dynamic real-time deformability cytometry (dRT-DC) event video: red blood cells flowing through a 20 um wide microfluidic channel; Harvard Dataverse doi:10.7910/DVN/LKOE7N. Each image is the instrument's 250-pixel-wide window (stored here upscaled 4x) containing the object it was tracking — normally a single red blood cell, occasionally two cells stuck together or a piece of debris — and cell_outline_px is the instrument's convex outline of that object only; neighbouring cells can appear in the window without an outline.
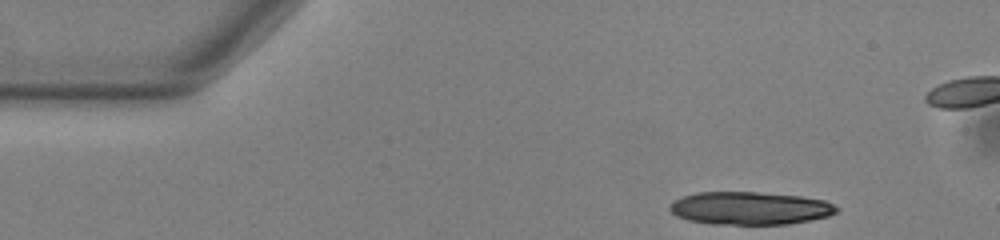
{"species": "common noctule bat (a hibernating species)", "species_latin": "Nyctalus noctula", "temperature_condition": "warm", "stored_images_in_passage": 43, "camera_frame_rate_fps": 3000, "um_per_image_px": 0.085, "animal": {"sex": "male", "body_mass_g": 13.0, "forearm_length_mm": 53.1}, "frame": {"image": 1, "passage_image": 1, "time_ms": 0.0, "image_size_px": [1000, 240], "cell_outline_px": [[840, 208], [836, 212], [828, 216], [788, 224], [712, 224], [688, 220], [676, 216], [668, 208], [668, 204], [672, 200], [696, 192], [756, 192], [800, 196], [824, 200]], "centroid_in_image_um": [63.69, 17.69], "position_along_channel_um": 21.3, "area_um2": 32.02}}
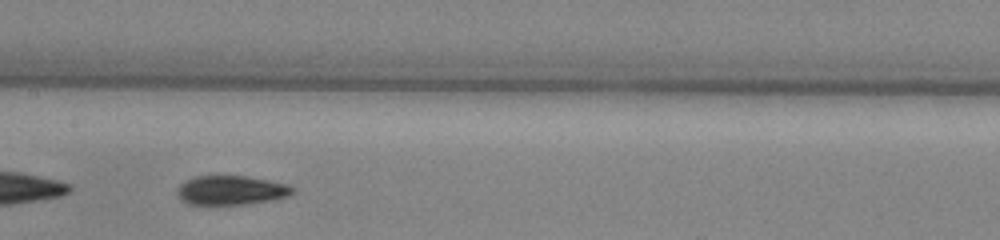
{"frame": {"image": 2, "passage_image": 21, "time_ms": 6.667, "image_size_px": [1000, 240], "cell_outline_px": [[296, 192], [288, 196], [272, 200], [244, 204], [188, 204], [180, 200], [176, 196], [176, 188], [180, 184], [196, 176], [248, 176], [288, 184], [296, 188]], "centroid_in_image_um": [19.65, 16.17], "position_along_channel_um": 187.7, "area_um2": 19.83}}
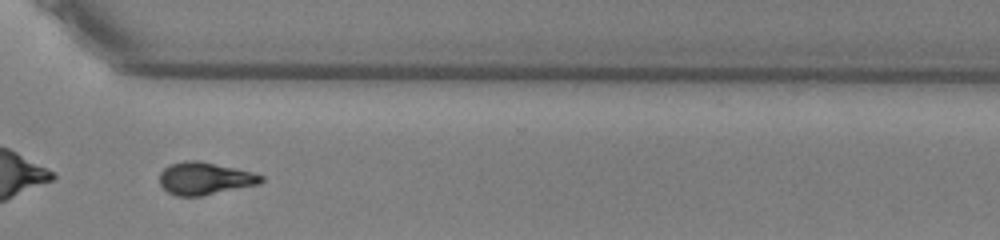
{"frame": {"image": 3, "passage_image": 34, "time_ms": 11.0, "image_size_px": [1000, 240], "cell_outline_px": [[264, 180], [260, 184], [200, 196], [176, 196], [168, 192], [160, 184], [160, 172], [168, 164], [184, 160], [200, 160], [252, 172], [264, 176]], "centroid_in_image_um": [17.4, 15.16], "position_along_channel_um": 353.2, "area_um2": 19.31}, "authors_computed_cell_mechanics": {"area_um2": 19.9988, "velocity_mm_per_s": 3.8212, "shape_relaxation_time_tau1_ms": 4.7897, "shape_relaxation_time_tau2_ms": 6.1137, "deformation_change_tau1": 0.1579, "deformation_change_tau2": 0.1467}}